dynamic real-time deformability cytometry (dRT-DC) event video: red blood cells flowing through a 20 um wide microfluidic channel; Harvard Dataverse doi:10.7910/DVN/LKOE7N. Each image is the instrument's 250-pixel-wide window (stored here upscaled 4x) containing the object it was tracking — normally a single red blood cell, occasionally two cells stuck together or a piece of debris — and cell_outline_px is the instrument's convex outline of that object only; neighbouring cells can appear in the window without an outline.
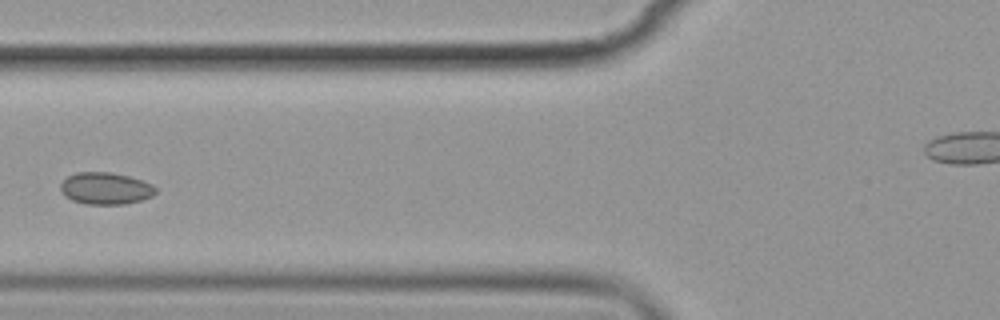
{"species": "common noctule bat (a hibernating species)", "species_latin": "Nyctalus noctula", "temperature_condition": "cold", "stored_images_in_passage": 15, "camera_frame_rate_fps": 3000, "um_per_image_px": 0.085, "animal": {"sex": "female", "body_mass_g": 19.9}, "frame": {"image": 1, "passage_image": 5, "time_ms": 5.667, "image_size_px": [1000, 320], "cell_outline_px": [[156, 192], [152, 196], [140, 200], [124, 204], [88, 204], [72, 200], [64, 196], [60, 188], [60, 184], [68, 176], [76, 172], [112, 172], [128, 176], [152, 184], [156, 188]], "centroid_in_image_um": [8.95, 16.01], "position_along_channel_um": 116.8, "area_um2": 17.63}}
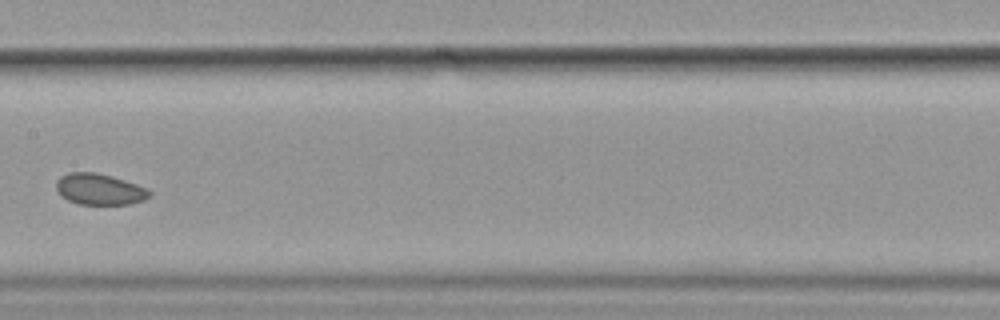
{"frame": {"image": 2, "passage_image": 7, "time_ms": 8.0, "image_size_px": [1000, 320], "cell_outline_px": [[152, 192], [144, 200], [128, 204], [80, 204], [68, 200], [60, 196], [56, 188], [56, 180], [60, 176], [68, 172], [96, 172], [112, 176], [148, 188]], "centroid_in_image_um": [8.43, 16.07], "position_along_channel_um": 199.0, "area_um2": 16.99}}
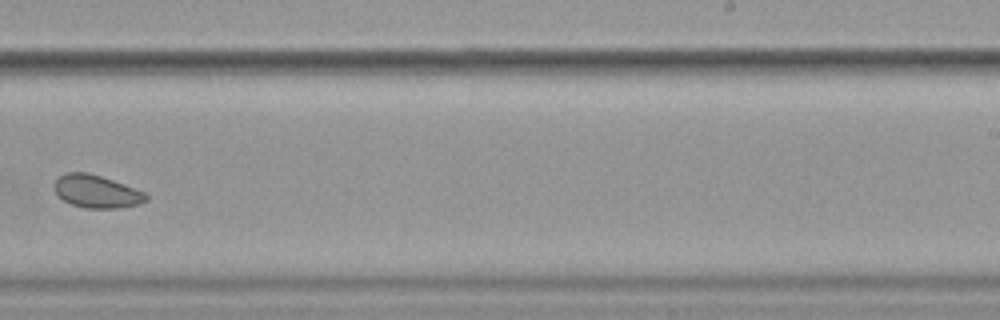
{"frame": {"image": 3, "passage_image": 9, "time_ms": 10.333, "image_size_px": [1000, 320], "cell_outline_px": [[148, 200], [136, 204], [120, 208], [84, 208], [72, 204], [56, 196], [52, 188], [52, 184], [60, 176], [68, 172], [88, 172], [124, 184], [144, 192], [148, 196]], "centroid_in_image_um": [8.15, 16.27], "position_along_channel_um": 280.9, "area_um2": 17.57}}